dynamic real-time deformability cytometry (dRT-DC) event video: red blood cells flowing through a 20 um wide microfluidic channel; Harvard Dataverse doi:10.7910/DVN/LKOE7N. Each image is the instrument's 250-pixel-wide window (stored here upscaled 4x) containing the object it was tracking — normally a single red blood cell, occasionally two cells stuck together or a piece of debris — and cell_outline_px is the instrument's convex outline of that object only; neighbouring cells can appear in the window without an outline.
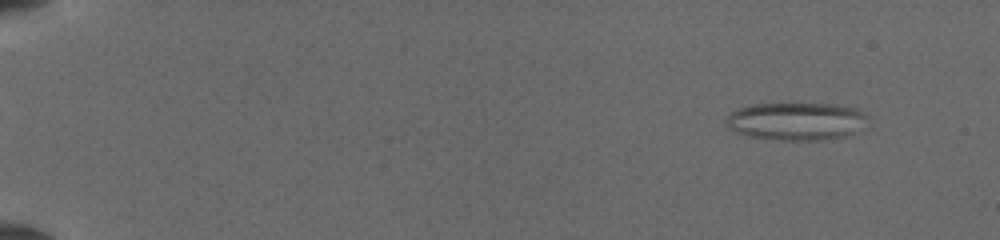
{"species": "common noctule bat (a hibernating species)", "species_latin": "Nyctalus noctula", "temperature_condition": "cold", "stored_images_in_passage": 52, "segment_of_instrument_passage": [1, 2], "camera_frame_rate_fps": 3000, "um_per_image_px": 0.085, "animal": {"sex": "female", "body_mass_g": 19.5, "forearm_length_mm": 54.1}, "frame": {"image": 1, "passage_image": 5, "time_ms": 1.333, "image_size_px": [1000, 240], "cell_outline_px": [[864, 116], [852, 132], [844, 136], [816, 140], [784, 140], [752, 136], [736, 132], [724, 120], [732, 112], [740, 108], [752, 104], [832, 104], [852, 108], [860, 112]], "centroid_in_image_um": [67.55, 10.3], "position_along_channel_um": 17.4, "area_um2": 29.77}}
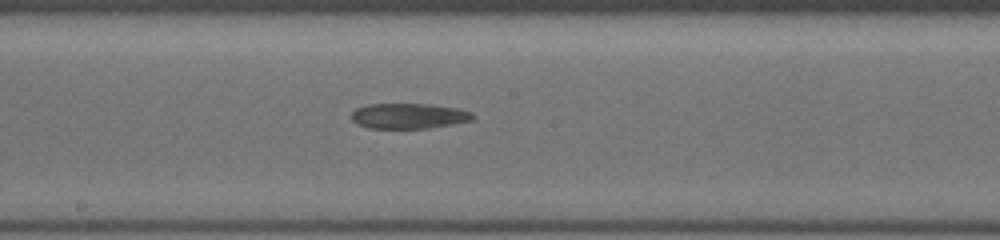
{"frame": {"image": 2, "passage_image": 30, "time_ms": 9.667, "image_size_px": [1000, 240], "cell_outline_px": [[476, 116], [472, 120], [452, 124], [428, 128], [368, 128], [352, 120], [352, 112], [356, 108], [368, 104], [428, 104], [456, 108], [472, 112]], "centroid_in_image_um": [34.76, 9.85], "position_along_channel_um": 213.4, "area_um2": 17.8}}
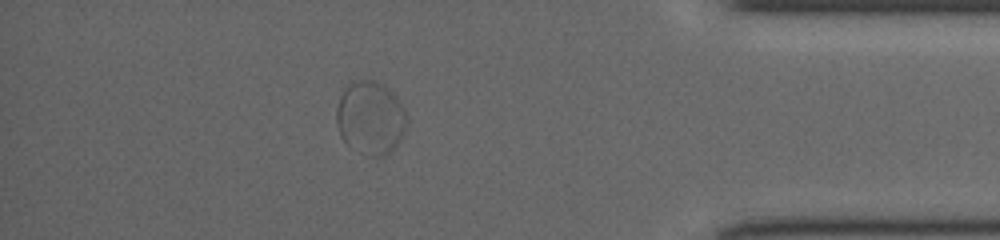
{"frame": {"image": 3, "passage_image": 46, "time_ms": 15.0, "image_size_px": [1000, 240], "cell_outline_px": [[404, 132], [396, 144], [384, 156], [368, 156], [344, 140], [340, 136], [336, 124], [336, 108], [340, 96], [344, 88], [352, 80], [372, 80], [384, 84], [392, 92], [400, 104], [404, 112]], "centroid_in_image_um": [31.43, 9.97], "position_along_channel_um": 403.8, "area_um2": 29.42}}